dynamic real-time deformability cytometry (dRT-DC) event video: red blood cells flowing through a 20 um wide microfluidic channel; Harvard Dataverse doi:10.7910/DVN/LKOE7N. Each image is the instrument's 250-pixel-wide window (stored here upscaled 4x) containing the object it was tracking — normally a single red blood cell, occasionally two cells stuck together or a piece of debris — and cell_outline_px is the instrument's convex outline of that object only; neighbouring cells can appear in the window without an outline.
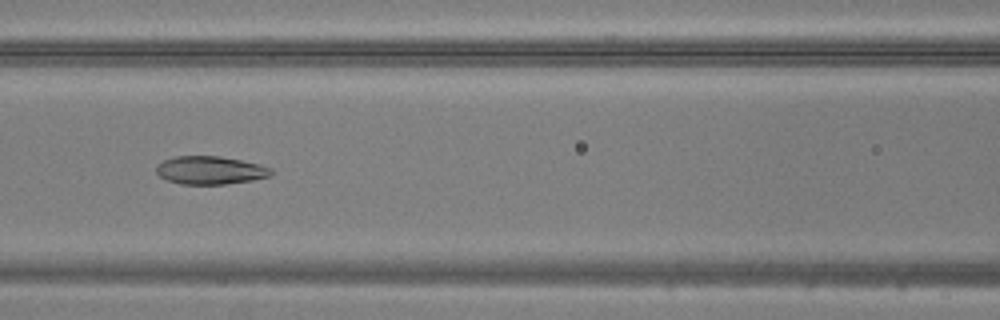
{"species": "common noctule bat (a hibernating species)", "species_latin": "Nyctalus noctula", "temperature_condition": "warm", "stored_images_in_passage": 40, "camera_frame_rate_fps": 3000, "um_per_image_px": 0.085, "animal": {"sex": "male", "body_mass_g": 20.5, "forearm_length_mm": 52.5}, "frame": {"image": 1, "passage_image": 13, "time_ms": 4.0, "image_size_px": [1000, 320], "cell_outline_px": [[272, 176], [252, 180], [224, 184], [180, 184], [168, 180], [160, 176], [156, 172], [156, 168], [164, 160], [176, 156], [220, 156], [260, 164], [272, 168]], "centroid_in_image_um": [17.9, 14.47], "position_along_channel_um": 148.7, "area_um2": 18.73}}
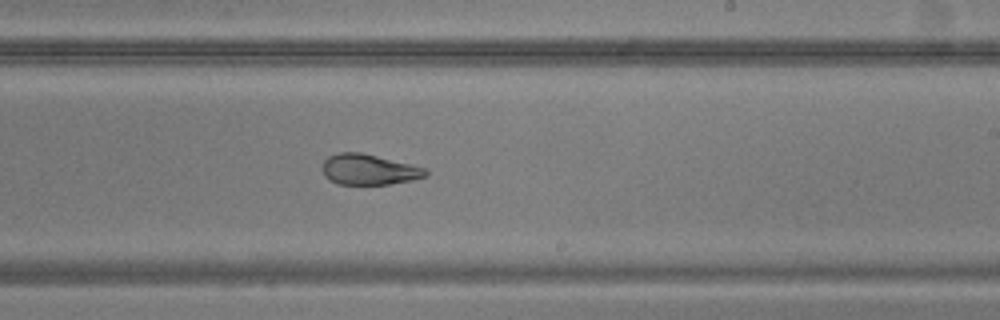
{"frame": {"image": 2, "passage_image": 21, "time_ms": 6.667, "image_size_px": [1000, 320], "cell_outline_px": [[428, 176], [412, 180], [388, 184], [340, 184], [324, 176], [320, 168], [324, 160], [328, 156], [336, 152], [360, 152], [424, 168], [428, 172]], "centroid_in_image_um": [31.3, 14.4], "position_along_channel_um": 257.7, "area_um2": 18.26}}
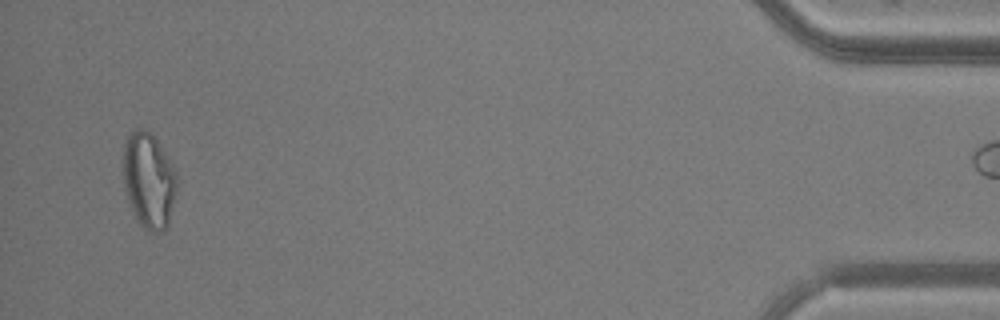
{"frame": {"image": 3, "passage_image": 39, "time_ms": 12.667, "image_size_px": [1000, 320], "cell_outline_px": [[176, 192], [168, 228], [164, 232], [148, 232], [140, 224], [128, 200], [124, 188], [124, 144], [128, 136], [136, 128], [144, 128], [152, 132], [176, 172]], "centroid_in_image_um": [12.66, 15.35], "position_along_channel_um": 422.5, "area_um2": 29.82}}